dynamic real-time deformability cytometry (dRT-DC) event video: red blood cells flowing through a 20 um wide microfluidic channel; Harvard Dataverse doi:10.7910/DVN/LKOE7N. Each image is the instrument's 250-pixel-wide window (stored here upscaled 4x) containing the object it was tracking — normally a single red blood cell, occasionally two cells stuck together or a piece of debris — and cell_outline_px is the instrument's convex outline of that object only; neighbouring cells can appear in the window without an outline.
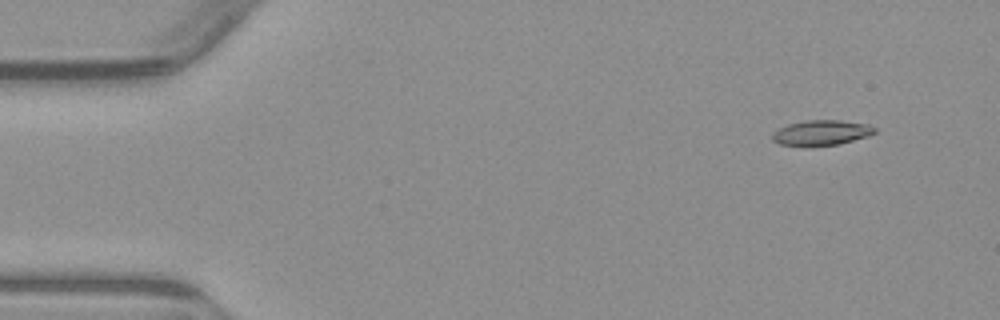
{"species": "common noctule bat (a hibernating species)", "species_latin": "Nyctalus noctula", "temperature_condition": "warm", "stored_images_in_passage": 3, "camera_frame_rate_fps": 3000, "um_per_image_px": 0.085, "animal": {"sex": "male", "body_mass_g": 23.1, "forearm_length_mm": 52.7}, "frame": {"image": 1, "passage_image": 1, "time_ms": 0.0, "image_size_px": [1000, 320], "cell_outline_px": [[876, 132], [868, 136], [840, 144], [780, 144], [772, 140], [772, 132], [788, 124], [808, 120], [840, 120], [868, 124], [876, 128]], "centroid_in_image_um": [69.86, 11.25], "position_along_channel_um": 15.1, "area_um2": 14.57}}
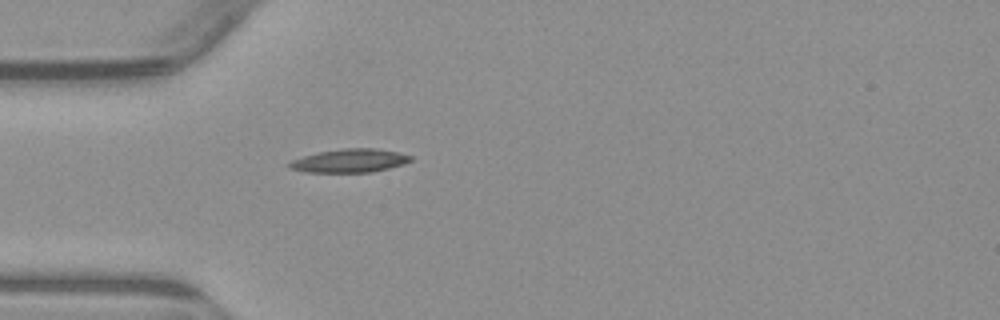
{"frame": {"image": 2, "passage_image": 3, "time_ms": 3.667, "image_size_px": [1000, 320], "cell_outline_px": [[412, 160], [404, 164], [372, 172], [304, 172], [288, 168], [288, 164], [292, 160], [304, 156], [320, 152], [344, 148], [376, 148], [396, 152], [412, 156]], "centroid_in_image_um": [29.72, 13.66], "position_along_channel_um": 55.3, "area_um2": 16.47}}